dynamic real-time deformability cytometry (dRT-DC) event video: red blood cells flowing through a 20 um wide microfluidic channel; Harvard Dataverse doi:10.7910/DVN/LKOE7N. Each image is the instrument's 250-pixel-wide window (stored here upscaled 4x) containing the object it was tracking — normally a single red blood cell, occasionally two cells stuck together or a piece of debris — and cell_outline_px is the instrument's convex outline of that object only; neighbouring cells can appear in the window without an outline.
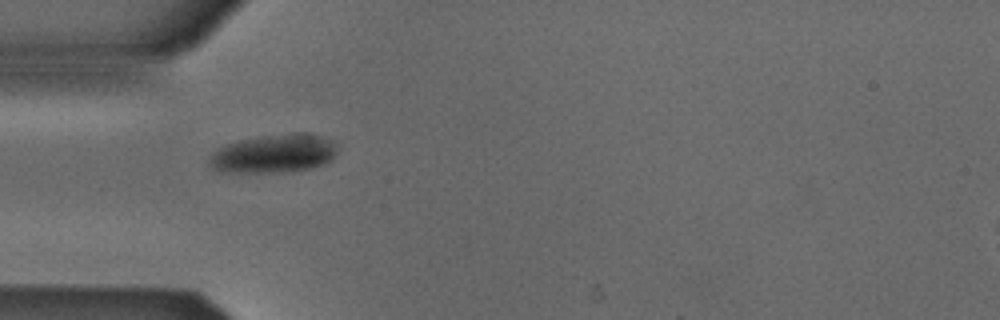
{"species": "Egyptian fruit bat (a non-hibernating species)", "species_latin": "Rousettus aegyptiacus", "temperature_condition": "cold", "stored_images_in_passage": 4, "camera_frame_rate_fps": 3000, "um_per_image_px": 0.085, "animal": {"sex": "male"}, "frame": {"image": 1, "passage_image": 1, "time_ms": 0.0, "image_size_px": [1000, 320], "cell_outline_px": [[336, 152], [332, 160], [328, 164], [312, 168], [292, 172], [220, 172], [212, 168], [208, 164], [208, 160], [216, 148], [224, 144], [260, 136], [320, 136], [332, 140], [336, 144]], "centroid_in_image_um": [23.24, 13.12], "position_along_channel_um": 61.8, "area_um2": 28.26}}
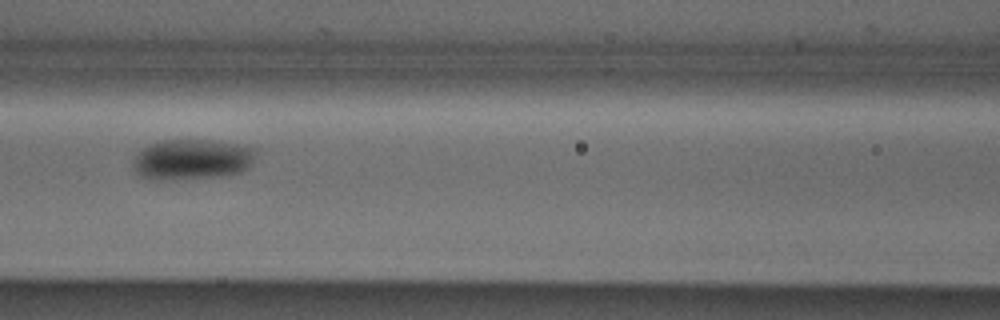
{"frame": {"image": 2, "passage_image": 3, "time_ms": 0.667, "image_size_px": [1000, 320], "cell_outline_px": [[256, 156], [248, 168], [240, 172], [220, 176], [176, 180], [152, 180], [140, 176], [132, 168], [132, 156], [136, 152], [148, 144], [160, 140], [212, 140], [236, 144], [256, 148]], "centroid_in_image_um": [16.25, 13.55], "position_along_channel_um": 150.3, "area_um2": 29.59}}
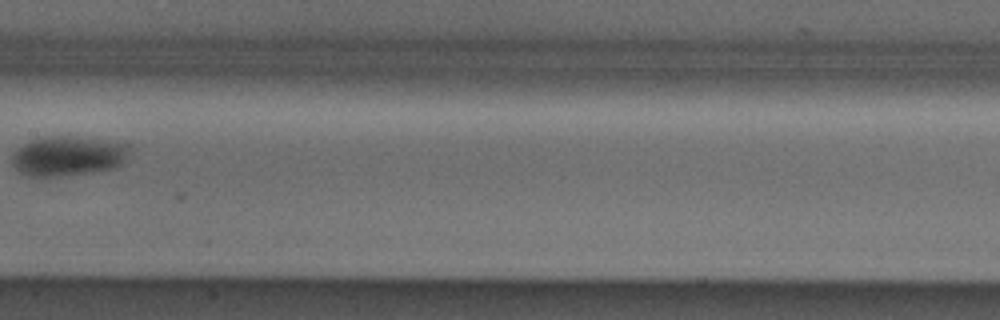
{"frame": {"image": 3, "passage_image": 4, "time_ms": 1.0, "image_size_px": [1000, 320], "cell_outline_px": [[132, 144], [124, 160], [116, 168], [92, 172], [40, 180], [24, 176], [16, 172], [12, 164], [12, 152], [16, 148], [32, 140], [44, 136], [68, 136], [128, 140]], "centroid_in_image_um": [5.78, 13.27], "position_along_channel_um": 201.6, "area_um2": 28.9}}